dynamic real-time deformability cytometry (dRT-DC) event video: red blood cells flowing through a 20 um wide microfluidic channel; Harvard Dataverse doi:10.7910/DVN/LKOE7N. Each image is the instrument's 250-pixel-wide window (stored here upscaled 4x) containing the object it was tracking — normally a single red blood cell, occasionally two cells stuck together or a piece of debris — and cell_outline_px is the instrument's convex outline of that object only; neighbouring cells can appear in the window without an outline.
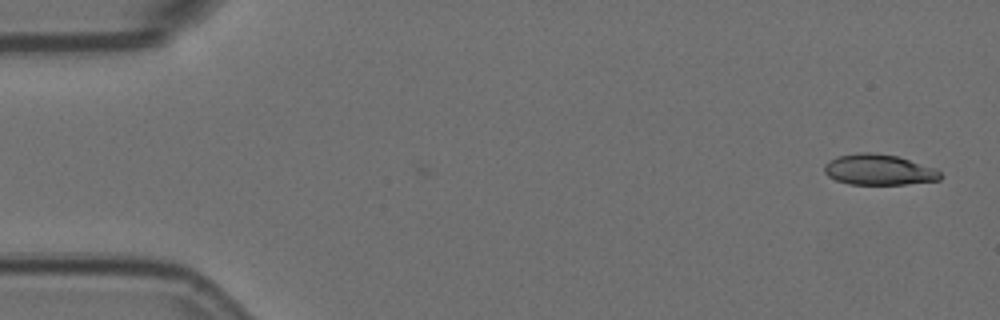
{"species": "Egyptian fruit bat (a non-hibernating species)", "species_latin": "Rousettus aegyptiacus", "temperature_condition": "room temperature", "stored_images_in_passage": 55, "camera_frame_rate_fps": 3000, "um_per_image_px": 0.085, "animal": {"sex": "female"}, "frame": {"image": 1, "passage_image": 1, "time_ms": 0.0, "image_size_px": [1000, 320], "cell_outline_px": [[944, 176], [940, 180], [904, 184], [848, 184], [836, 180], [828, 176], [824, 172], [824, 164], [836, 156], [860, 152], [872, 152], [896, 156], [936, 168]], "centroid_in_image_um": [74.7, 14.42], "position_along_channel_um": 10.3, "area_um2": 20.81}}
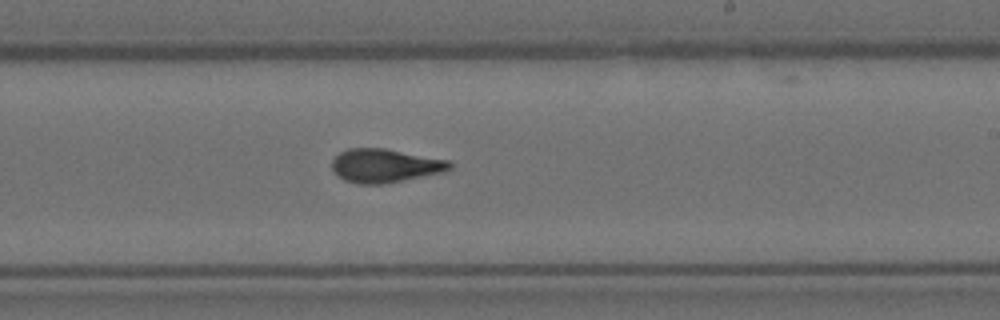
{"frame": {"image": 2, "passage_image": 32, "time_ms": 10.333, "image_size_px": [1000, 320], "cell_outline_px": [[452, 168], [444, 172], [384, 184], [356, 184], [344, 180], [332, 168], [332, 160], [340, 152], [348, 148], [384, 148], [448, 160], [452, 164]], "centroid_in_image_um": [32.73, 14.08], "position_along_channel_um": 256.3, "area_um2": 23.0}}
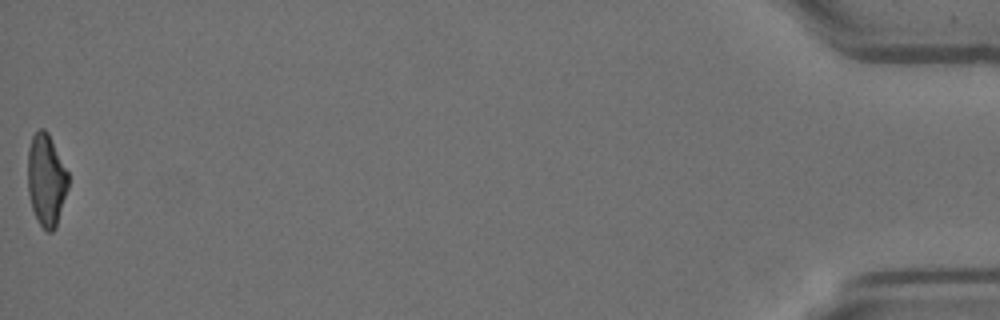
{"frame": {"image": 3, "passage_image": 55, "time_ms": 18.0, "image_size_px": [1000, 320], "cell_outline_px": [[68, 188], [56, 228], [52, 232], [48, 232], [40, 224], [32, 208], [28, 192], [28, 148], [32, 136], [40, 128], [44, 128], [48, 132], [68, 172]], "centroid_in_image_um": [3.93, 15.29], "position_along_channel_um": 431.3, "area_um2": 21.68}, "authors_computed_cell_mechanics": {"area_um2": 22.3108, "velocity_mm_per_s": 3.603, "shape_relaxation_time_tau1_ms": 7.3394, "shape_relaxation_time_tau2_ms": 1.915, "deformation_change_tau1": 0.211, "deformation_change_tau2": 0.0923}}